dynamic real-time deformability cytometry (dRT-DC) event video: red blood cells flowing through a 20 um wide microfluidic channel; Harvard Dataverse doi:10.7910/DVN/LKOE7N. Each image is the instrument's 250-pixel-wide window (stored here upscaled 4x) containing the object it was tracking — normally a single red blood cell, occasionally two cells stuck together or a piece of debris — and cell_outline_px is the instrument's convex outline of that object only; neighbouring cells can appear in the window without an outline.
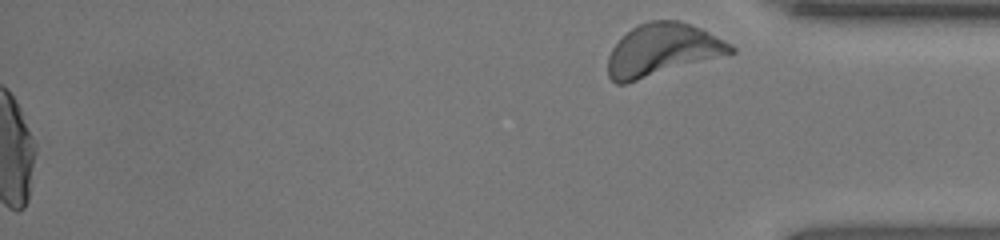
{"species": "human", "species_latin": "Homo sapiens", "temperature_condition": "room temperature", "stored_images_in_passage": 56, "segment_of_instrument_passage": [2, 2], "camera_frame_rate_fps": 3000, "um_per_image_px": 0.085, "donor": {"sex": "female"}, "frame": {"image": 1, "passage_image": 56, "time_ms": 18.333, "image_size_px": [1000, 240], "cell_outline_px": [[736, 52], [624, 84], [616, 84], [608, 76], [608, 56], [612, 48], [632, 28], [648, 20], [676, 20], [700, 28], [732, 44], [736, 48]], "centroid_in_image_um": [56.3, 4.24], "position_along_channel_um": 378.9, "area_um2": 36.88}}